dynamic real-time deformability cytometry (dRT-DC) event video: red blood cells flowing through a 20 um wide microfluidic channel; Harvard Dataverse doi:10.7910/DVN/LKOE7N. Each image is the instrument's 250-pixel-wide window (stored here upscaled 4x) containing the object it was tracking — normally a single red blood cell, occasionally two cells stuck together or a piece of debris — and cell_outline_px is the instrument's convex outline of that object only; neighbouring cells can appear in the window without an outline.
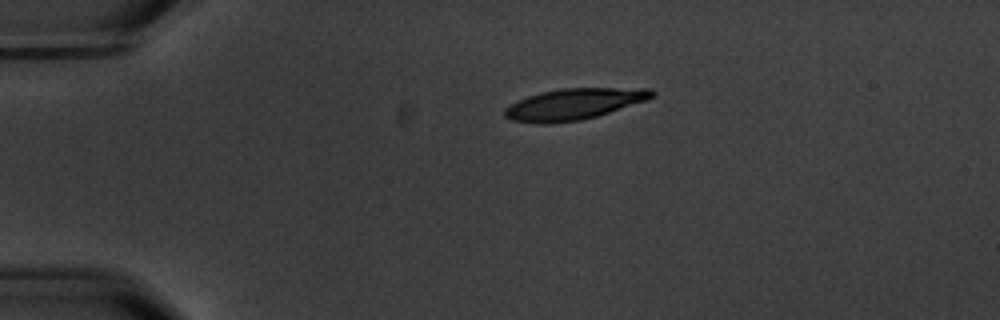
{"species": "common noctule bat (a hibernating species)", "species_latin": "Nyctalus noctula", "temperature_condition": "warm", "stored_images_in_passage": 3, "camera_frame_rate_fps": 3000, "um_per_image_px": 0.085, "animal": {"sex": "male", "body_mass_g": 20.1, "forearm_length_mm": 53.5}, "frame": {"image": 1, "passage_image": 1, "time_ms": 0.0, "image_size_px": [1000, 320], "cell_outline_px": [[656, 96], [596, 116], [580, 120], [552, 124], [536, 124], [512, 120], [504, 116], [504, 108], [528, 96], [540, 92], [564, 88], [652, 88], [656, 92]], "centroid_in_image_um": [48.76, 8.85], "position_along_channel_um": 36.2, "area_um2": 26.59}}
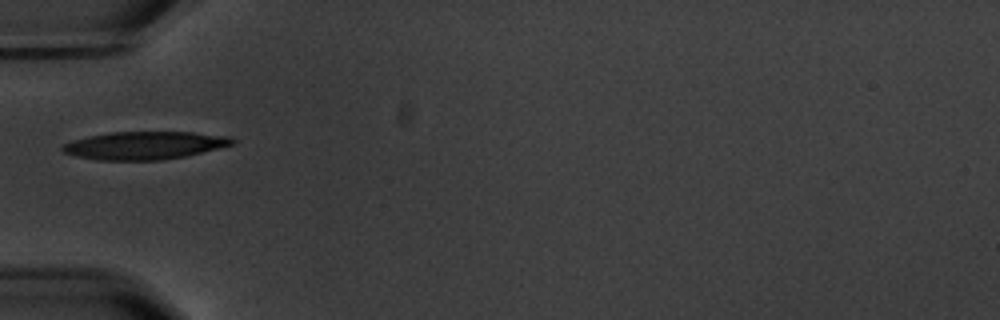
{"frame": {"image": 2, "passage_image": 3, "time_ms": 2.333, "image_size_px": [1000, 320], "cell_outline_px": [[236, 140], [232, 144], [184, 156], [160, 160], [96, 160], [76, 156], [64, 152], [60, 148], [64, 144], [72, 140], [88, 136], [112, 132], [192, 132], [232, 136]], "centroid_in_image_um": [12.26, 12.35], "position_along_channel_um": 72.7, "area_um2": 27.4}}